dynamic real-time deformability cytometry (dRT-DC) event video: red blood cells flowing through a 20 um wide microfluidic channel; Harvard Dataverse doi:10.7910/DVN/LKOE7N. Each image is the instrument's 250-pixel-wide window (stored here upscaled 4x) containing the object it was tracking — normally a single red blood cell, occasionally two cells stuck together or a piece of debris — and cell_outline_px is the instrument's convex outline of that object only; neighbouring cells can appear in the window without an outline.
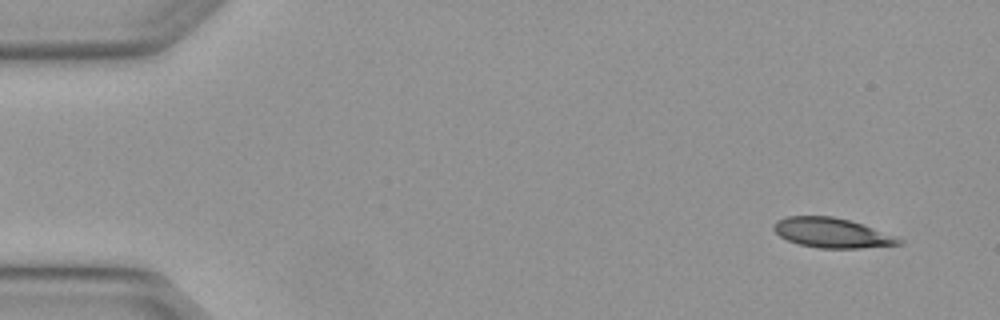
{"species": "Egyptian fruit bat (a non-hibernating species)", "species_latin": "Rousettus aegyptiacus", "temperature_condition": "warm", "stored_images_in_passage": 4, "camera_frame_rate_fps": 3000, "um_per_image_px": 0.085, "animal": {"sex": "female"}, "frame": {"image": 1, "passage_image": 1, "time_ms": 0.0, "image_size_px": [1000, 320], "cell_outline_px": [[904, 244], [860, 248], [820, 248], [800, 244], [788, 240], [780, 236], [772, 228], [776, 220], [788, 216], [832, 216], [848, 220], [872, 228], [904, 240]], "centroid_in_image_um": [70.69, 19.79], "position_along_channel_um": 14.3, "area_um2": 21.39}}